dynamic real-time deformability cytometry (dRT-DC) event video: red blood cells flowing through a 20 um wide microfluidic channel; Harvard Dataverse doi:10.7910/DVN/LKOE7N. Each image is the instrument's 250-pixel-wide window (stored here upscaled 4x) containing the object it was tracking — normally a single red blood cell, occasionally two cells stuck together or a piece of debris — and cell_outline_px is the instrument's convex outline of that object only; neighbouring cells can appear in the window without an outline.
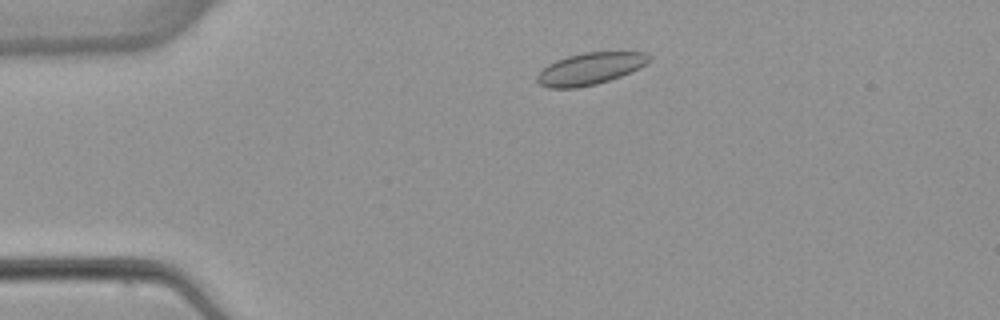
{"species": "common noctule bat (a hibernating species)", "species_latin": "Nyctalus noctula", "temperature_condition": "warm", "stored_images_in_passage": 3, "camera_frame_rate_fps": 3000, "um_per_image_px": 0.085, "animal": {"sex": "female", "body_mass_g": 22.7, "forearm_length_mm": 54.2}, "frame": {"image": 1, "passage_image": 2, "time_ms": 1.333, "image_size_px": [1000, 320], "cell_outline_px": [[652, 60], [620, 76], [596, 84], [576, 88], [548, 88], [540, 84], [536, 80], [536, 76], [548, 64], [556, 60], [568, 56], [584, 52], [644, 52], [652, 56]], "centroid_in_image_um": [50.13, 5.83], "position_along_channel_um": 34.9, "area_um2": 20.58}}